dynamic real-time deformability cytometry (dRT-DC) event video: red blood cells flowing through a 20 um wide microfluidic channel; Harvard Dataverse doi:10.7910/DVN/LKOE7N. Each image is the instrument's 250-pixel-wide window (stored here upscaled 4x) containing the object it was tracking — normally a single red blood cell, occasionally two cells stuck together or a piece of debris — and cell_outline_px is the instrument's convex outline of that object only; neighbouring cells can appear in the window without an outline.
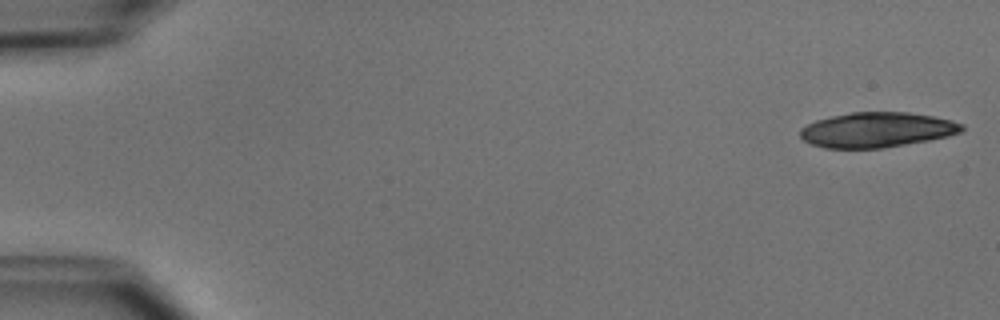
{"species": "common noctule bat (a hibernating species)", "species_latin": "Nyctalus noctula", "temperature_condition": "cold", "stored_images_in_passage": 7, "camera_frame_rate_fps": 3000, "um_per_image_px": 0.085, "animal": {"sex": "male", "body_mass_g": 15.6}, "frame": {"image": 1, "passage_image": 1, "time_ms": 0.0, "image_size_px": [1000, 320], "cell_outline_px": [[964, 132], [948, 136], [928, 140], [884, 148], [824, 148], [812, 144], [804, 140], [800, 136], [800, 128], [816, 120], [832, 116], [852, 112], [908, 112], [932, 116], [952, 120], [964, 124]], "centroid_in_image_um": [74.56, 11.03], "position_along_channel_um": 10.4, "area_um2": 33.06}}